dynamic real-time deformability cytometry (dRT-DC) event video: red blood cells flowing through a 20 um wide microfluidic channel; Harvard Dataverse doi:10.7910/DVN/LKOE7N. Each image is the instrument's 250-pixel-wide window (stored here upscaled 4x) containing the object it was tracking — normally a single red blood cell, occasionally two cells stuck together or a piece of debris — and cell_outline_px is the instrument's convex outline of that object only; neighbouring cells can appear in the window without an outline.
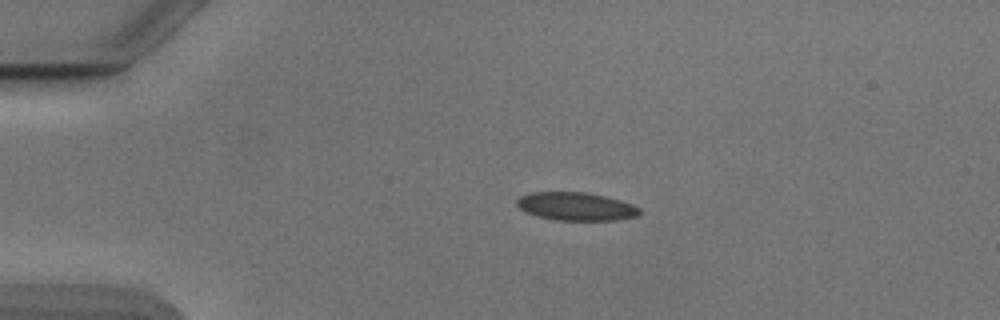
{"species": "Egyptian fruit bat (a non-hibernating species)", "species_latin": "Rousettus aegyptiacus", "temperature_condition": "cold", "stored_images_in_passage": 52, "camera_frame_rate_fps": 3000, "um_per_image_px": 0.085, "animal": {"sex": "male"}, "frame": {"image": 1, "passage_image": 11, "time_ms": 3.333, "image_size_px": [1000, 320], "cell_outline_px": [[640, 212], [636, 216], [616, 220], [556, 220], [536, 216], [520, 208], [516, 204], [516, 200], [520, 196], [532, 192], [588, 192], [620, 200], [632, 204], [640, 208]], "centroid_in_image_um": [48.95, 17.54], "position_along_channel_um": 36.0, "area_um2": 20.06}}
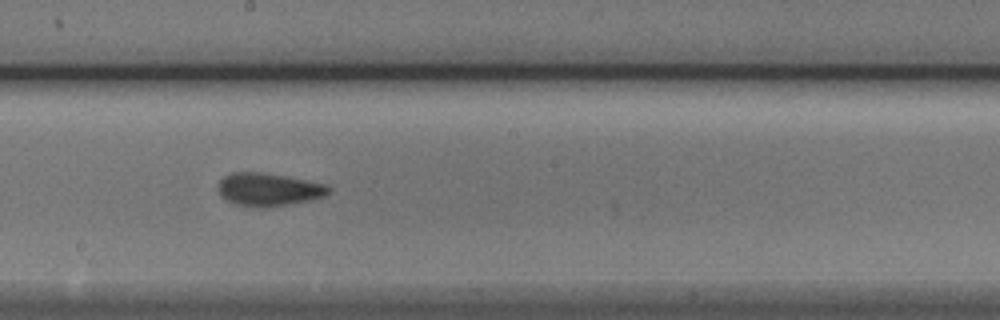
{"frame": {"image": 2, "passage_image": 29, "time_ms": 9.333, "image_size_px": [1000, 320], "cell_outline_px": [[332, 188], [324, 196], [292, 204], [260, 208], [256, 208], [236, 204], [220, 196], [216, 188], [220, 180], [224, 176], [232, 172], [260, 172], [284, 176], [324, 184]], "centroid_in_image_um": [22.77, 16.11], "position_along_channel_um": 225.4, "area_um2": 21.15}}
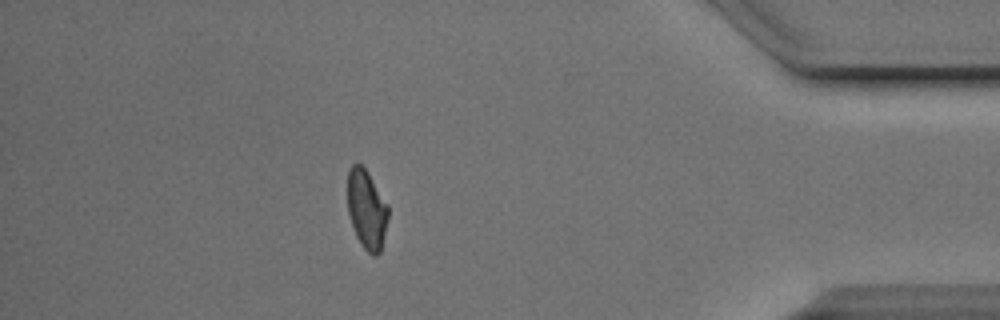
{"frame": {"image": 3, "passage_image": 46, "time_ms": 15.0, "image_size_px": [1000, 320], "cell_outline_px": [[388, 220], [380, 252], [376, 256], [372, 256], [360, 244], [356, 236], [348, 212], [348, 172], [352, 164], [360, 164], [368, 172], [388, 204]], "centroid_in_image_um": [31.18, 17.81], "position_along_channel_um": 404.0, "area_um2": 18.73}, "authors_computed_cell_mechanics": {"area_um2": 20.23, "velocity_mm_per_s": 3.885, "shape_relaxation_time_tau1_ms": 4.5642, "shape_relaxation_time_tau2_ms": 1.4543, "deformation_change_tau1": 0.1201, "deformation_change_tau2": 0.0675}}